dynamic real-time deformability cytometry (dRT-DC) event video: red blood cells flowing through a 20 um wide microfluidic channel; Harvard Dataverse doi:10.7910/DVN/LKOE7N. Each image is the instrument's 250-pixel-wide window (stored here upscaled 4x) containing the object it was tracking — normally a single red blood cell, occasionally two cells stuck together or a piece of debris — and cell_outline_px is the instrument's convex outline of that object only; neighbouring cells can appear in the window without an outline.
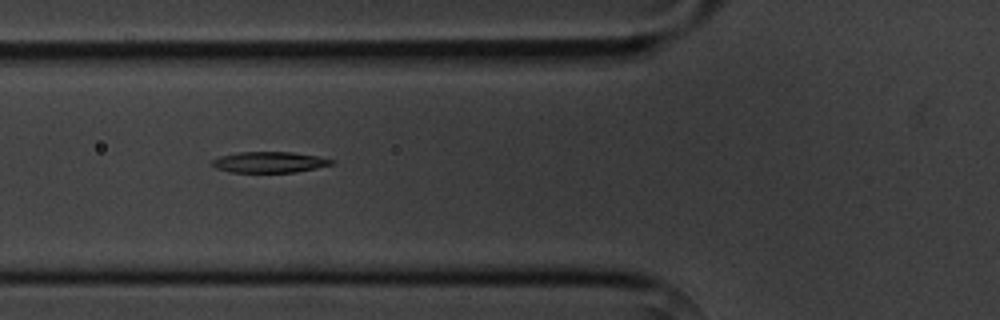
{"species": "common noctule bat (a hibernating species)", "species_latin": "Nyctalus noctula", "temperature_condition": "cold", "stored_images_in_passage": 14, "camera_frame_rate_fps": 3000, "um_per_image_px": 0.085, "animal": {"sex": "male", "body_mass_g": 20.1, "forearm_length_mm": 53.5}, "frame": {"image": 1, "passage_image": 5, "time_ms": 5.333, "image_size_px": [1000, 320], "cell_outline_px": [[336, 160], [332, 164], [316, 168], [296, 172], [232, 172], [216, 168], [208, 164], [212, 160], [220, 156], [240, 152], [292, 152], [320, 156]], "centroid_in_image_um": [22.9, 13.78], "position_along_channel_um": 102.9, "area_um2": 14.62}}
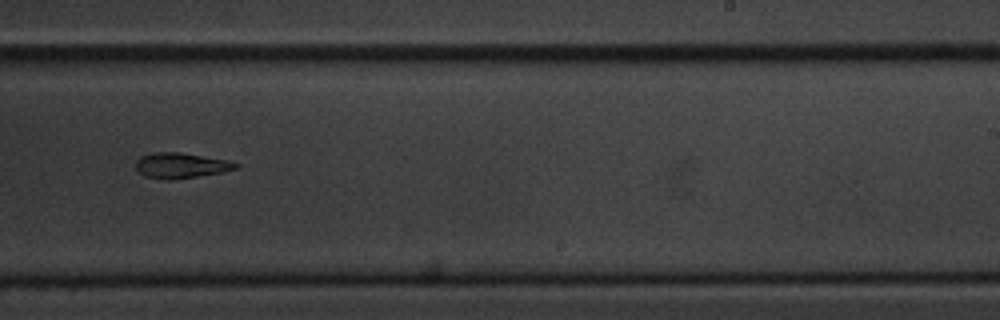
{"frame": {"image": 2, "passage_image": 9, "time_ms": 10.0, "image_size_px": [1000, 320], "cell_outline_px": [[240, 168], [224, 172], [168, 180], [144, 176], [136, 168], [136, 160], [140, 156], [156, 152], [180, 152], [228, 160], [240, 164]], "centroid_in_image_um": [15.41, 14.06], "position_along_channel_um": 273.6, "area_um2": 14.8}}
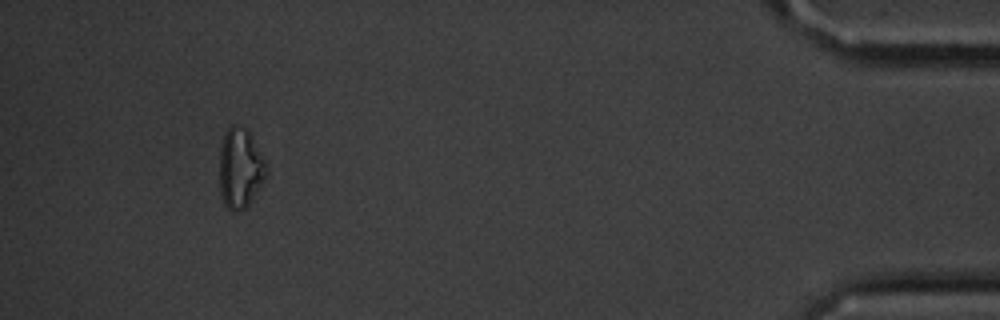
{"frame": {"image": 3, "passage_image": 13, "time_ms": 15.667, "image_size_px": [1000, 320], "cell_outline_px": [[268, 172], [248, 208], [236, 212], [232, 212], [224, 204], [220, 196], [220, 148], [224, 132], [232, 124], [236, 124], [244, 128], [248, 132], [264, 160], [268, 168]], "centroid_in_image_um": [20.4, 14.35], "position_along_channel_um": 414.8, "area_um2": 21.91}, "authors_computed_cell_mechanics": {"area_um2": 15.1725, "velocity_mm_per_s": 3.6475, "shape_relaxation_time_tau1_ms": 2.1109, "shape_relaxation_time_tau2_ms": 6.9099, "deformation_change_tau1": 0.1022, "deformation_change_tau2": 0.1762}}